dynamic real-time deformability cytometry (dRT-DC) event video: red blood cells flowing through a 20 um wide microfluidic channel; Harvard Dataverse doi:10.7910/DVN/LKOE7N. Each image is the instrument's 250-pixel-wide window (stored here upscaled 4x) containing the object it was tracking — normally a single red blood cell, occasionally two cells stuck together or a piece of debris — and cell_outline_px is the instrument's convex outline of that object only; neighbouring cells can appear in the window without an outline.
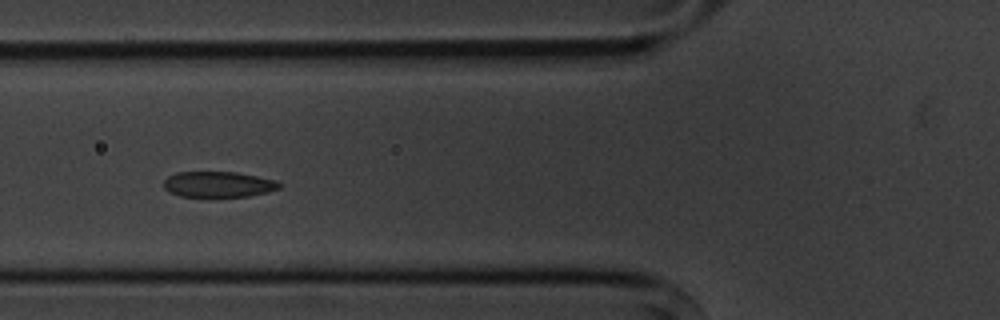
{"species": "common noctule bat (a hibernating species)", "species_latin": "Nyctalus noctula", "temperature_condition": "cold", "stored_images_in_passage": 13, "camera_frame_rate_fps": 3000, "um_per_image_px": 0.085, "animal": {"sex": "male", "body_mass_g": 20.1, "forearm_length_mm": 53.5}, "frame": {"image": 1, "passage_image": 4, "time_ms": 3.667, "image_size_px": [1000, 320], "cell_outline_px": [[280, 188], [268, 192], [248, 196], [180, 196], [164, 188], [164, 180], [168, 176], [176, 172], [236, 172], [276, 180], [280, 184]], "centroid_in_image_um": [18.56, 15.66], "position_along_channel_um": 107.2, "area_um2": 17.11}}
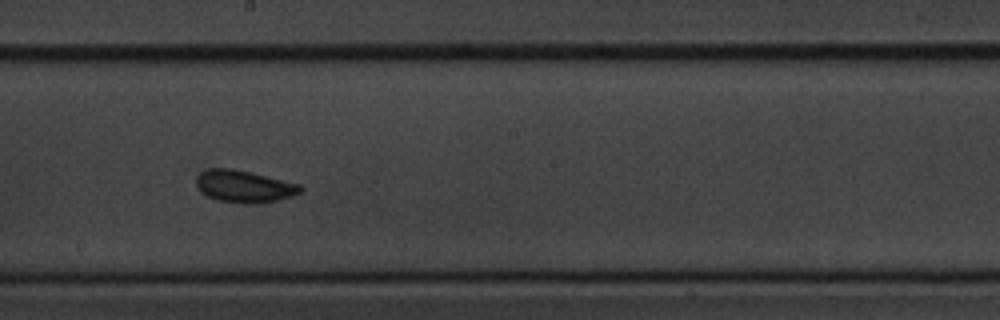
{"frame": {"image": 2, "passage_image": 7, "time_ms": 7.0, "image_size_px": [1000, 320], "cell_outline_px": [[304, 188], [300, 192], [292, 196], [260, 204], [244, 204], [216, 200], [200, 192], [196, 184], [196, 176], [200, 172], [208, 168], [232, 168], [252, 172], [300, 184]], "centroid_in_image_um": [20.73, 15.84], "position_along_channel_um": 227.5, "area_um2": 19.83}}
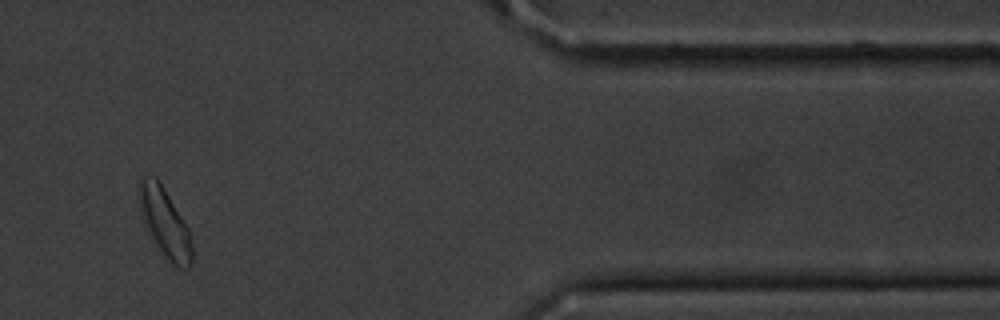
{"frame": {"image": 3, "passage_image": 11, "time_ms": 12.667, "image_size_px": [1000, 320], "cell_outline_px": [[192, 264], [188, 268], [180, 268], [172, 264], [168, 260], [152, 236], [148, 228], [136, 196], [140, 176], [156, 176], [164, 188], [188, 228], [192, 244]], "centroid_in_image_um": [14.01, 18.87], "position_along_channel_um": 397.4, "area_um2": 20.75}, "authors_computed_cell_mechanics": {"area_um2": 18.496, "velocity_mm_per_s": 3.605, "shape_relaxation_time_tau1_ms": 1.1367, "shape_relaxation_time_tau2_ms": 3.7113, "deformation_change_tau1": 0.0785, "deformation_change_tau2": 0.0814}}